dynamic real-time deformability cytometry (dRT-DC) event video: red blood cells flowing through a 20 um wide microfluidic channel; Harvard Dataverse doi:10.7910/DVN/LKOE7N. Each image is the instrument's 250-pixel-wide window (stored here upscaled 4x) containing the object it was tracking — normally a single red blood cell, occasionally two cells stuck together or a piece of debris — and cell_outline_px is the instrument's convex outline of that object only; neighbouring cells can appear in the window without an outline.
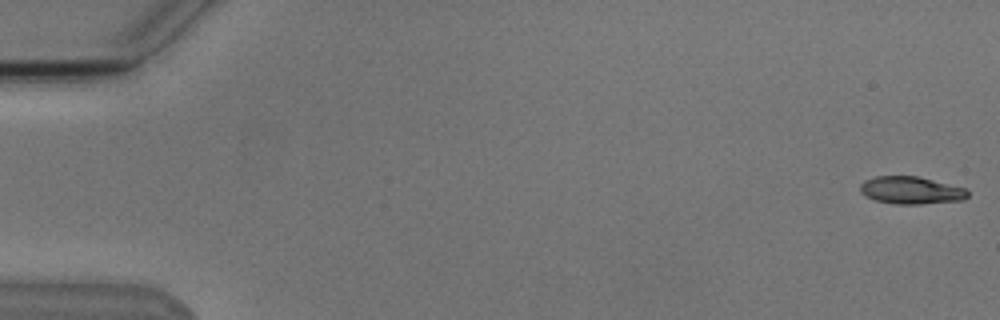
{"species": "Egyptian fruit bat (a non-hibernating species)", "species_latin": "Rousettus aegyptiacus", "temperature_condition": "cold", "stored_images_in_passage": 10, "camera_frame_rate_fps": 3000, "um_per_image_px": 0.085, "animal": {"sex": "male"}, "frame": {"image": 1, "passage_image": 1, "time_ms": 0.0, "image_size_px": [1000, 320], "cell_outline_px": [[968, 196], [964, 200], [920, 204], [896, 204], [876, 200], [860, 192], [860, 184], [864, 180], [876, 176], [916, 176], [964, 188], [968, 192]], "centroid_in_image_um": [77.42, 16.18], "position_along_channel_um": 7.6, "area_um2": 16.99}}
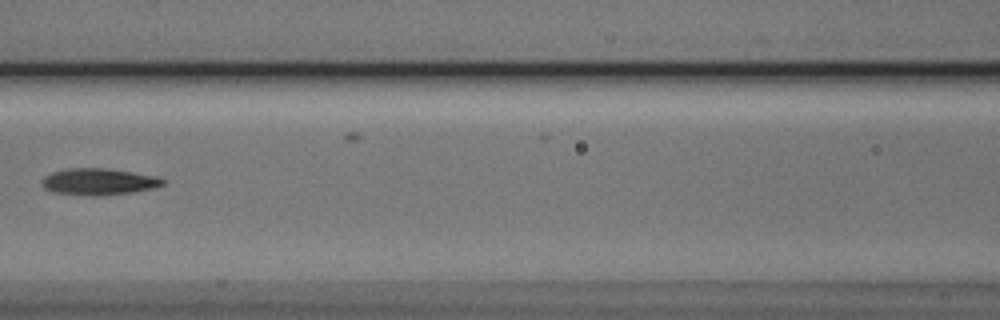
{"frame": {"image": 2, "passage_image": 8, "time_ms": 8.0, "image_size_px": [1000, 320], "cell_outline_px": [[164, 184], [152, 188], [132, 192], [96, 196], [88, 196], [52, 192], [44, 188], [40, 180], [44, 176], [52, 172], [68, 168], [104, 168], [132, 172], [156, 176], [164, 180]], "centroid_in_image_um": [8.33, 15.44], "position_along_channel_um": 158.3, "area_um2": 18.73}}
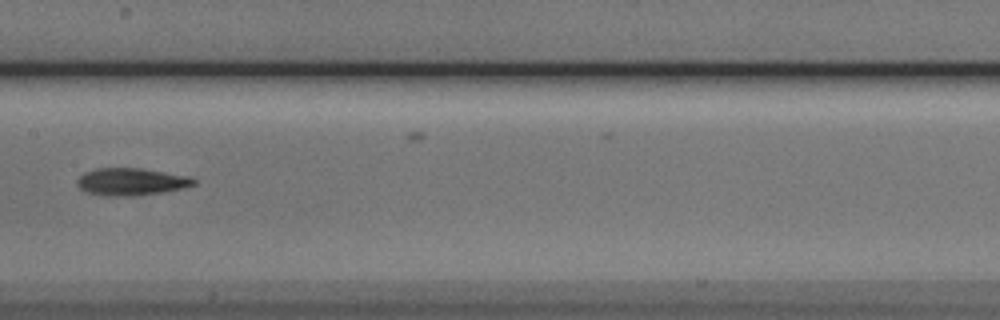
{"frame": {"image": 3, "passage_image": 9, "time_ms": 9.0, "image_size_px": [1000, 320], "cell_outline_px": [[196, 184], [184, 188], [160, 192], [132, 196], [104, 196], [84, 192], [76, 184], [76, 180], [84, 172], [96, 168], [140, 168], [192, 176], [196, 180]], "centroid_in_image_um": [11.14, 15.44], "position_along_channel_um": 196.3, "area_um2": 18.79}}